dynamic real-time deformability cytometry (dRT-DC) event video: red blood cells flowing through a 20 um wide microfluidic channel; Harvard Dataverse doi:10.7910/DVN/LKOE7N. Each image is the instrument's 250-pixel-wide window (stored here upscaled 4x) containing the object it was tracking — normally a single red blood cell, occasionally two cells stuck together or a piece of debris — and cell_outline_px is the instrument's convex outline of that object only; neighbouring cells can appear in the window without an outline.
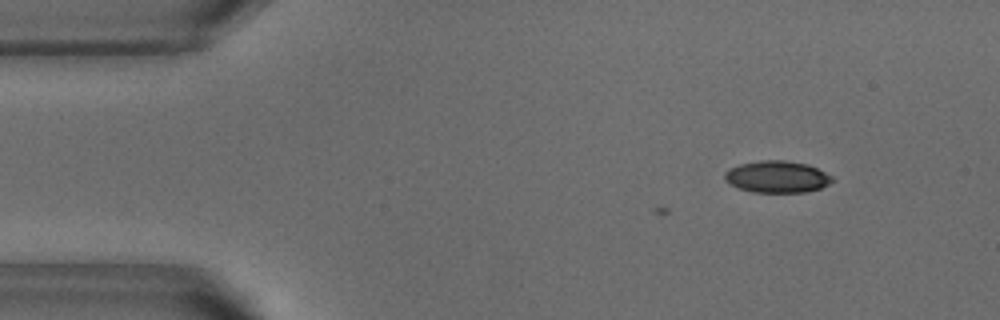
{"species": "common noctule bat (a hibernating species)", "species_latin": "Nyctalus noctula", "temperature_condition": "warm", "stored_images_in_passage": 3, "camera_frame_rate_fps": 3000, "um_per_image_px": 0.085, "animal": {"sex": "male", "body_mass_g": 18.8}, "frame": {"image": 1, "passage_image": 3, "time_ms": 0.667, "image_size_px": [1000, 320], "cell_outline_px": [[832, 180], [828, 184], [820, 188], [804, 192], [752, 192], [728, 184], [724, 180], [724, 172], [728, 168], [740, 164], [760, 160], [784, 160], [808, 164], [832, 176]], "centroid_in_image_um": [65.99, 15.02], "position_along_channel_um": 19.0, "area_um2": 19.94}}